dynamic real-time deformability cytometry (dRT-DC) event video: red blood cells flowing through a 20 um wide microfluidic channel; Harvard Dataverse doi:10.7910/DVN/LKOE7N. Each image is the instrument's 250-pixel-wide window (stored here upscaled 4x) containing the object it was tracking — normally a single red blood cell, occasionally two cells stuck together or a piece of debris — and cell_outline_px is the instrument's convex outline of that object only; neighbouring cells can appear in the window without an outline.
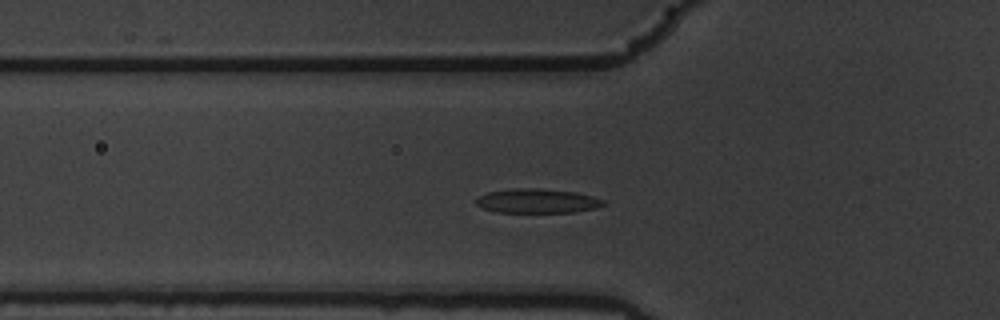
{"species": "common noctule bat (a hibernating species)", "species_latin": "Nyctalus noctula", "temperature_condition": "warm", "stored_images_in_passage": 51, "camera_frame_rate_fps": 3000, "um_per_image_px": 0.085, "animal": {"sex": "male", "body_mass_g": 19.5, "forearm_length_mm": 54.6}, "frame": {"image": 1, "passage_image": 13, "time_ms": 4.0, "image_size_px": [1000, 320], "cell_outline_px": [[608, 204], [596, 208], [576, 212], [496, 212], [484, 208], [476, 204], [476, 200], [480, 196], [488, 192], [512, 188], [540, 188], [576, 192], [592, 196], [604, 200]], "centroid_in_image_um": [45.72, 17.07], "position_along_channel_um": 80.1, "area_um2": 18.09}}
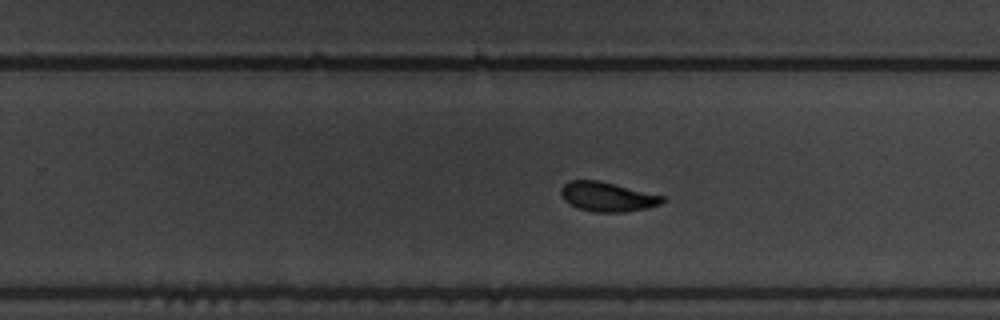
{"frame": {"image": 2, "passage_image": 30, "time_ms": 9.667, "image_size_px": [1000, 320], "cell_outline_px": [[664, 200], [660, 204], [648, 208], [624, 212], [592, 212], [576, 208], [568, 204], [564, 200], [560, 192], [560, 188], [568, 180], [600, 180], [664, 196]], "centroid_in_image_um": [51.58, 16.72], "position_along_channel_um": 278.2, "area_um2": 17.63}}
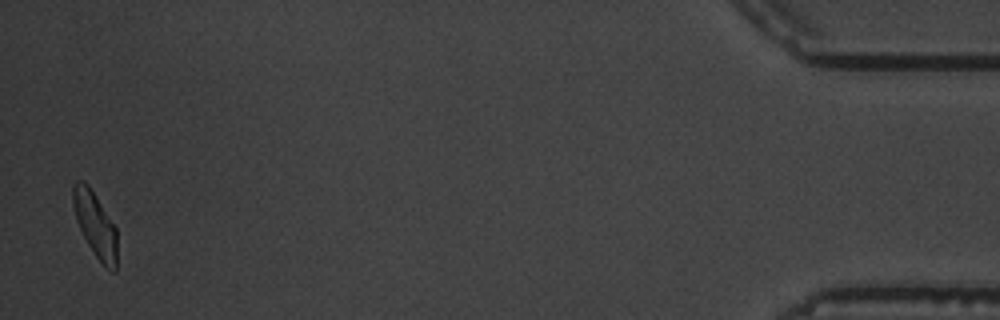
{"frame": {"image": 3, "passage_image": 50, "time_ms": 16.333, "image_size_px": [1000, 320], "cell_outline_px": [[116, 272], [112, 272], [96, 256], [88, 244], [76, 220], [72, 204], [72, 184], [76, 180], [84, 180], [88, 184], [116, 228]], "centroid_in_image_um": [8.06, 19.03], "position_along_channel_um": 427.1, "area_um2": 16.47}, "authors_computed_cell_mechanics": {"area_um2": 17.629, "velocity_mm_per_s": 3.4938, "shape_relaxation_time_tau1_ms": 4.4667, "shape_relaxation_time_tau2_ms": 1.4422, "deformation_change_tau1": 0.1529, "deformation_change_tau2": 0.051}}